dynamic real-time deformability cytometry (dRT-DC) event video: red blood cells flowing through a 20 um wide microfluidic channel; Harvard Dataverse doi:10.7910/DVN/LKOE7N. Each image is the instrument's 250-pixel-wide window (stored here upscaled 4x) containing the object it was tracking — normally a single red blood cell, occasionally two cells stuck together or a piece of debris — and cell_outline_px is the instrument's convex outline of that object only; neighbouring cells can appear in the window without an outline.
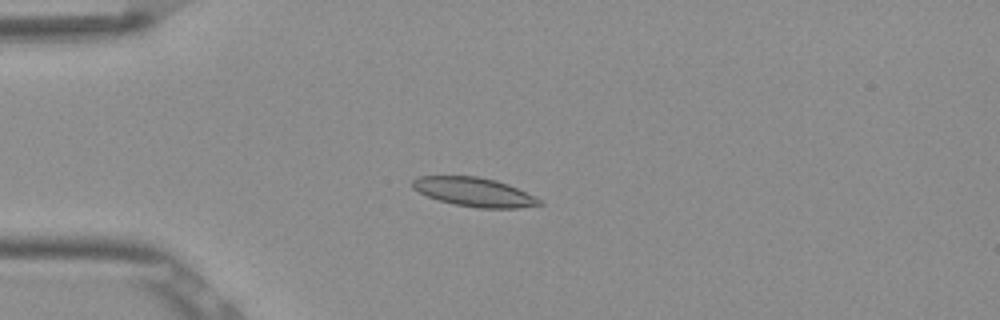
{"species": "Egyptian fruit bat (a non-hibernating species)", "species_latin": "Rousettus aegyptiacus", "temperature_condition": "room temperature", "stored_images_in_passage": 53, "camera_frame_rate_fps": 3000, "um_per_image_px": 0.085, "frame": {"image": 1, "passage_image": 14, "time_ms": 4.333, "image_size_px": [1000, 320], "cell_outline_px": [[544, 204], [516, 208], [476, 208], [456, 204], [440, 200], [428, 196], [412, 188], [412, 180], [416, 176], [476, 176], [496, 180], [508, 184], [540, 200]], "centroid_in_image_um": [40.27, 16.31], "position_along_channel_um": 44.7, "area_um2": 21.1}}
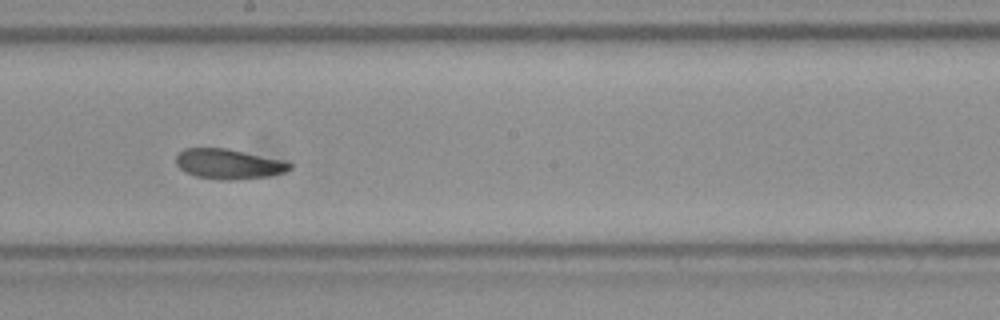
{"frame": {"image": 2, "passage_image": 30, "time_ms": 9.667, "image_size_px": [1000, 320], "cell_outline_px": [[292, 168], [284, 172], [268, 176], [232, 180], [224, 180], [196, 176], [180, 168], [176, 164], [176, 156], [184, 148], [228, 148], [288, 160], [292, 164]], "centroid_in_image_um": [19.5, 13.92], "position_along_channel_um": 228.7, "area_um2": 20.06}}
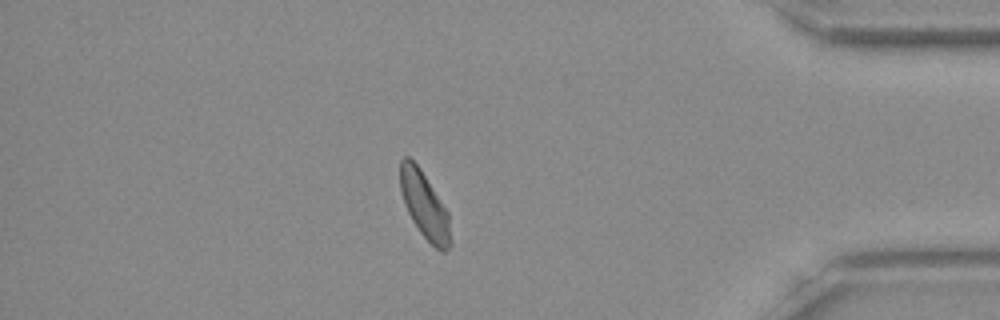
{"frame": {"image": 3, "passage_image": 46, "time_ms": 15.0, "image_size_px": [1000, 320], "cell_outline_px": [[452, 244], [444, 252], [440, 252], [420, 232], [412, 220], [404, 204], [400, 192], [400, 160], [404, 156], [408, 156], [420, 168], [448, 212], [452, 240]], "centroid_in_image_um": [36.08, 17.46], "position_along_channel_um": 399.1, "area_um2": 19.54}, "authors_computed_cell_mechanics": {"area_um2": 20.23, "velocity_mm_per_s": 3.8556, "shape_relaxation_time_tau1_ms": 10.0042, "shape_relaxation_time_tau2_ms": 3.5524, "deformation_change_tau1": 0.1888, "deformation_change_tau2": 0.0648}}